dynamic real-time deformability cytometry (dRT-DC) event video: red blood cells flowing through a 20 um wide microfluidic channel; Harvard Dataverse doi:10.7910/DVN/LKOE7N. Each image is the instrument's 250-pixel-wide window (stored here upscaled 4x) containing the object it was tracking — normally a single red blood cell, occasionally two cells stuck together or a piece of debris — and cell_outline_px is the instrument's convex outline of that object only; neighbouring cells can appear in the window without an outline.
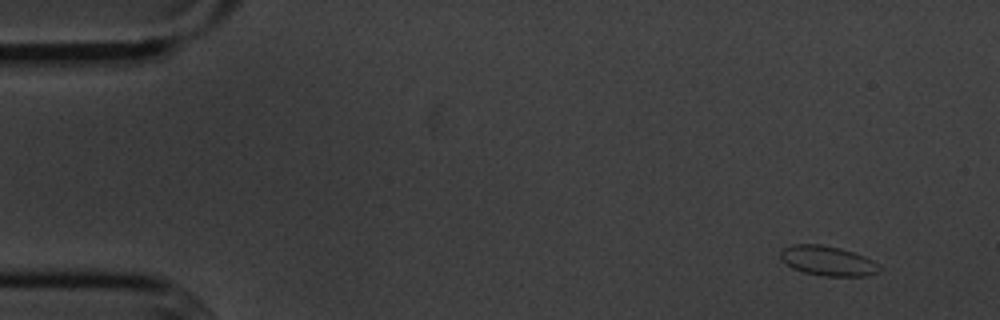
{"species": "common noctule bat (a hibernating species)", "species_latin": "Nyctalus noctula", "temperature_condition": "cold", "stored_images_in_passage": 5, "camera_frame_rate_fps": 3000, "um_per_image_px": 0.085, "animal": {"sex": "male", "body_mass_g": 20.1, "forearm_length_mm": 53.5}, "frame": {"image": 1, "passage_image": 1, "time_ms": 0.0, "image_size_px": [1000, 320], "cell_outline_px": [[884, 268], [880, 272], [868, 276], [824, 276], [804, 272], [792, 268], [780, 256], [780, 252], [784, 248], [792, 244], [820, 244], [840, 248], [864, 256], [880, 264]], "centroid_in_image_um": [70.43, 22.18], "position_along_channel_um": 14.6, "area_um2": 17.22}}